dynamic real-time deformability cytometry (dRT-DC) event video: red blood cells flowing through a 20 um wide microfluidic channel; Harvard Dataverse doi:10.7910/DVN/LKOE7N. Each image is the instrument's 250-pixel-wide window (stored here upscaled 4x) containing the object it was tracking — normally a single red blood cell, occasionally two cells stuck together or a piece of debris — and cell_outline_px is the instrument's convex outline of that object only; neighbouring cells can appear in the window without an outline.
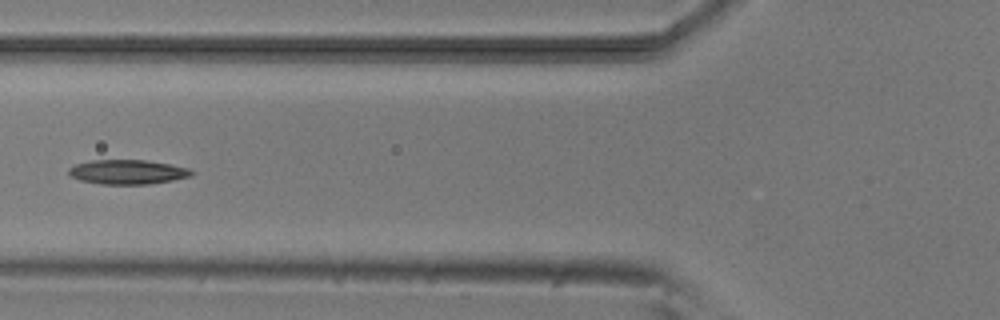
{"species": "common noctule bat (a hibernating species)", "species_latin": "Nyctalus noctula", "temperature_condition": "room temperature", "stored_images_in_passage": 6, "camera_frame_rate_fps": 3000, "um_per_image_px": 0.085, "animal": {"sex": "male", "body_mass_g": 20.5, "forearm_length_mm": 52.5}, "frame": {"image": 1, "passage_image": 6, "time_ms": 5.667, "image_size_px": [1000, 320], "cell_outline_px": [[196, 172], [192, 176], [172, 180], [148, 184], [100, 184], [80, 180], [72, 176], [68, 172], [68, 168], [76, 164], [92, 160], [144, 160], [168, 164], [188, 168]], "centroid_in_image_um": [10.85, 14.62], "position_along_channel_um": 114.9, "area_um2": 17.4}}